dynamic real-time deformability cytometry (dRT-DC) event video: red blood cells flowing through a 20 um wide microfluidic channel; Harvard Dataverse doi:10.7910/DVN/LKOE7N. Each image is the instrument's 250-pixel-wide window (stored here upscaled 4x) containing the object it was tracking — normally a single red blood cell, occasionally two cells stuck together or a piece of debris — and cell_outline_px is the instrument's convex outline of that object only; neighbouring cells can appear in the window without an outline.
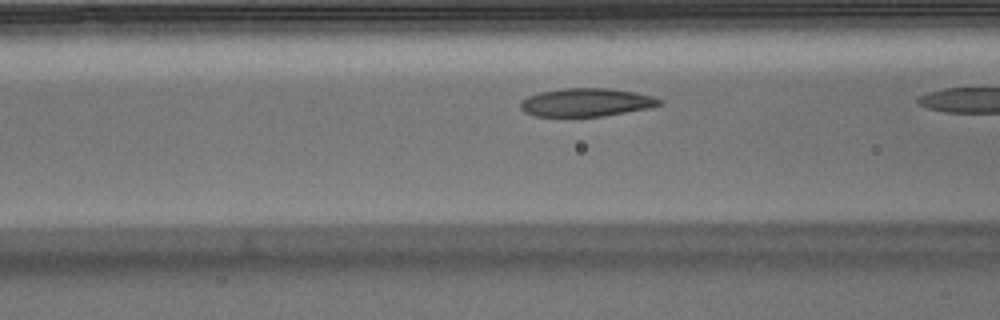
{"species": "Egyptian fruit bat (a non-hibernating species)", "species_latin": "Rousettus aegyptiacus", "temperature_condition": "warm", "stored_images_in_passage": 9, "camera_frame_rate_fps": 3000, "um_per_image_px": 0.085, "animal": {"sex": "male"}, "frame": {"image": 1, "passage_image": 8, "time_ms": 2.333, "image_size_px": [1000, 320], "cell_outline_px": [[664, 104], [652, 108], [604, 116], [536, 116], [524, 112], [520, 108], [520, 100], [528, 96], [540, 92], [564, 88], [608, 88], [636, 92], [652, 96], [664, 100]], "centroid_in_image_um": [49.88, 8.7], "position_along_channel_um": 116.7, "area_um2": 23.12}}